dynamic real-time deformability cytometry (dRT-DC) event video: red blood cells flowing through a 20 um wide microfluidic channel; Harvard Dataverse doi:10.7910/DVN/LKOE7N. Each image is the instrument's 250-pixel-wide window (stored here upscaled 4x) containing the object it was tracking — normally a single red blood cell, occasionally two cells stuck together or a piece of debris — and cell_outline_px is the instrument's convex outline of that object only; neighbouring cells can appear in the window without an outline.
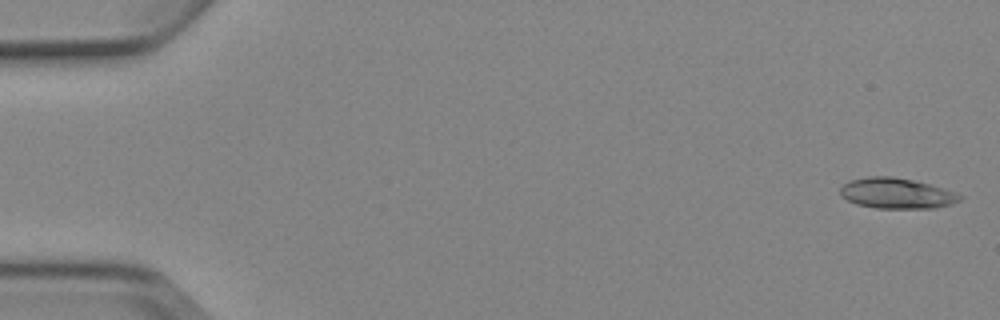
{"species": "Egyptian fruit bat (a non-hibernating species)", "species_latin": "Rousettus aegyptiacus", "temperature_condition": "cold", "stored_images_in_passage": 4, "camera_frame_rate_fps": 3000, "um_per_image_px": 0.085, "animal": {"sex": "female"}, "frame": {"image": 1, "passage_image": 1, "time_ms": 0.0, "image_size_px": [1000, 320], "cell_outline_px": [[964, 196], [960, 200], [952, 204], [936, 208], [876, 208], [856, 204], [840, 196], [840, 188], [848, 180], [868, 176], [892, 176], [912, 180], [944, 188], [956, 192]], "centroid_in_image_um": [76.21, 16.43], "position_along_channel_um": 8.8, "area_um2": 21.44}}